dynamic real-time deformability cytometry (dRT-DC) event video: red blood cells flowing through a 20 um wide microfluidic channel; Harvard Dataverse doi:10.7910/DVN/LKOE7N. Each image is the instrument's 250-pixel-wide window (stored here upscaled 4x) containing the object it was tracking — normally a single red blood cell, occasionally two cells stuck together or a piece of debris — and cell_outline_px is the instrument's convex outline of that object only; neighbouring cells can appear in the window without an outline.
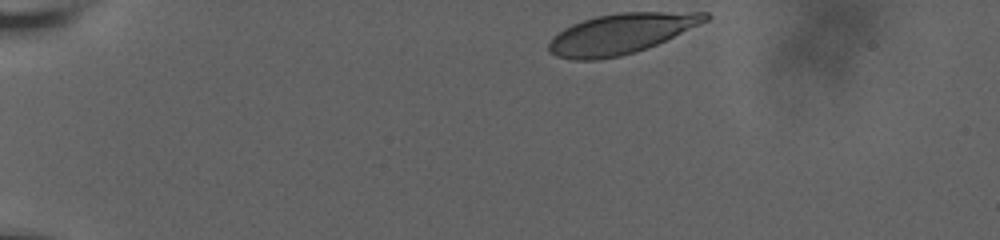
{"species": "human", "species_latin": "Homo sapiens", "temperature_condition": "room temperature", "stored_images_in_passage": 48, "camera_frame_rate_fps": 3000, "um_per_image_px": 0.085, "donor": {"sex": "male"}, "frame": {"image": 1, "passage_image": 1, "time_ms": 0.0, "image_size_px": [1000, 240], "cell_outline_px": [[712, 16], [708, 20], [656, 44], [636, 52], [620, 56], [596, 60], [572, 60], [556, 56], [548, 52], [548, 44], [552, 36], [564, 28], [572, 24], [596, 16], [620, 12], [708, 12]], "centroid_in_image_um": [52.74, 2.87], "position_along_channel_um": 32.3, "area_um2": 36.65}}
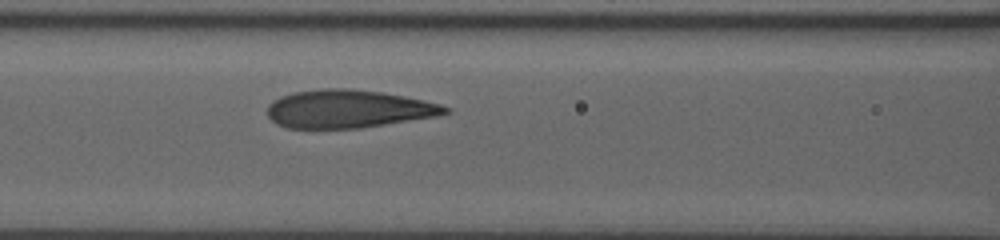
{"frame": {"image": 2, "passage_image": 21, "time_ms": 5.333, "image_size_px": [1000, 240], "cell_outline_px": [[452, 112], [436, 116], [384, 124], [356, 128], [288, 128], [276, 124], [268, 116], [268, 104], [272, 100], [280, 96], [292, 92], [320, 88], [348, 88], [380, 92], [404, 96], [440, 104], [452, 108]], "centroid_in_image_um": [29.57, 9.25], "position_along_channel_um": 137.0, "area_um2": 39.42}}
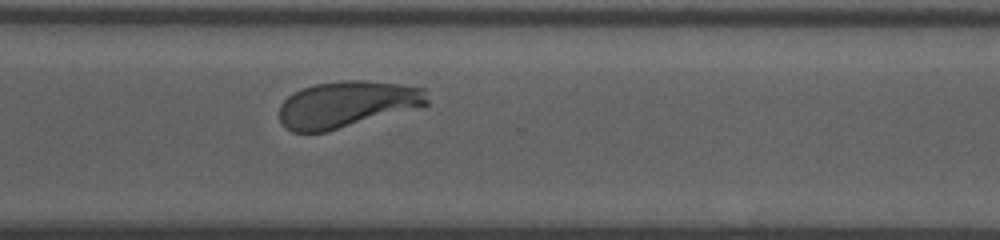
{"frame": {"image": 3, "passage_image": 41, "time_ms": 11.0, "image_size_px": [1000, 240], "cell_outline_px": [[428, 104], [328, 132], [292, 132], [280, 120], [280, 104], [288, 96], [304, 88], [316, 84], [340, 80], [364, 80], [400, 84], [424, 88], [428, 100]], "centroid_in_image_um": [29.47, 8.86], "position_along_channel_um": 341.1, "area_um2": 39.59}, "authors_computed_cell_mechanics": {"area_um2": 39.5641, "velocity_mm_per_s": 3.6131, "shape_relaxation_time_tau1_ms": 2.8449, "shape_relaxation_time_tau2_ms": null, "deformation_change_tau1": 0.1457, "deformation_change_tau2": null}}